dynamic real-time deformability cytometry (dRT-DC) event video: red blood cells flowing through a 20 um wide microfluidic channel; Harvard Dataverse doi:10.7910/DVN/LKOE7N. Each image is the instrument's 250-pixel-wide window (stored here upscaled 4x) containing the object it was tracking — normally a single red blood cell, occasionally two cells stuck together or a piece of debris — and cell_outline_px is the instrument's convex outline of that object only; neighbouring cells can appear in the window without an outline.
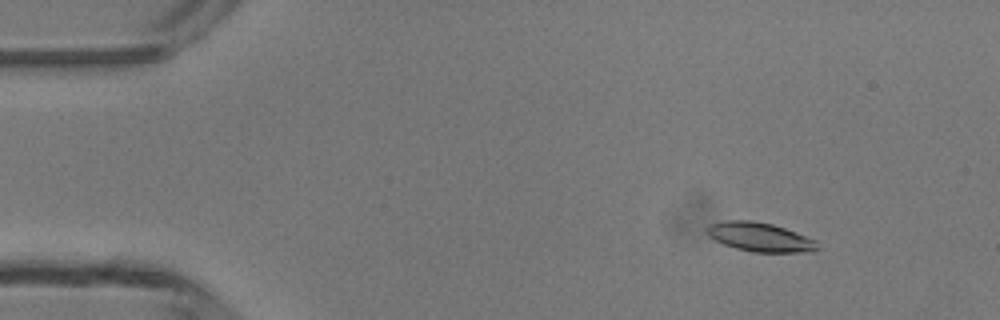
{"species": "common noctule bat (a hibernating species)", "species_latin": "Nyctalus noctula", "temperature_condition": "room temperature", "stored_images_in_passage": 5, "camera_frame_rate_fps": 3000, "um_per_image_px": 0.085, "animal": {"sex": "male", "body_mass_g": 13.3}, "frame": {"image": 1, "passage_image": 2, "time_ms": 1.333, "image_size_px": [1000, 320], "cell_outline_px": [[820, 248], [812, 252], [752, 252], [736, 248], [724, 244], [708, 236], [708, 224], [724, 220], [752, 220], [772, 224], [796, 232], [816, 240]], "centroid_in_image_um": [64.62, 20.15], "position_along_channel_um": 20.4, "area_um2": 18.73}}
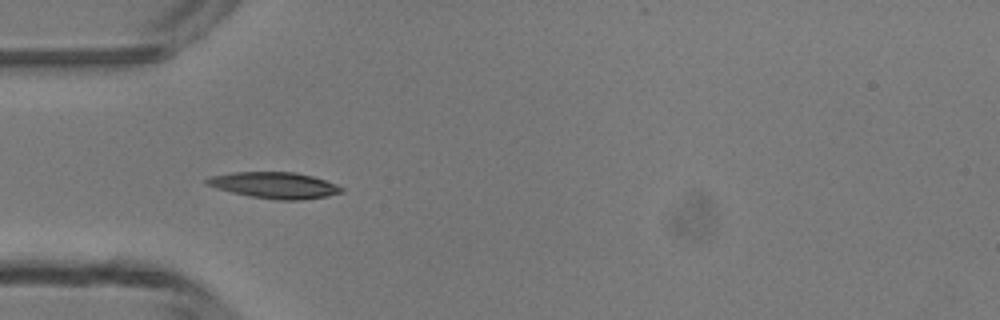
{"frame": {"image": 2, "passage_image": 4, "time_ms": 4.333, "image_size_px": [1000, 320], "cell_outline_px": [[344, 192], [328, 196], [300, 200], [276, 200], [248, 196], [216, 188], [204, 184], [204, 180], [212, 176], [232, 172], [296, 172], [312, 176], [336, 184], [344, 188]], "centroid_in_image_um": [23.34, 15.75], "position_along_channel_um": 61.7, "area_um2": 20.69}}
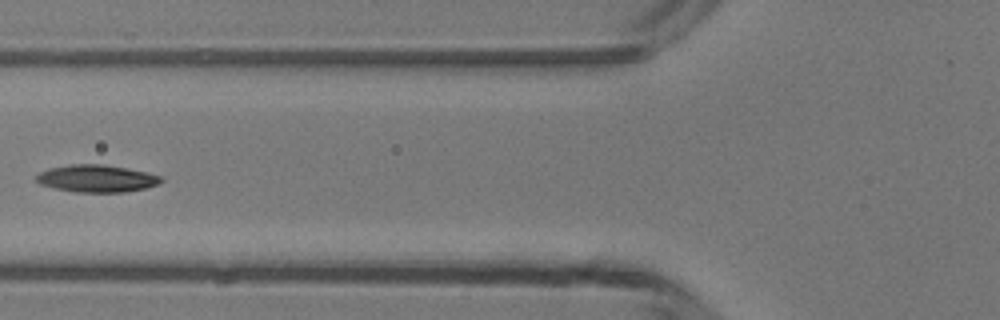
{"frame": {"image": 3, "passage_image": 5, "time_ms": 5.667, "image_size_px": [1000, 320], "cell_outline_px": [[164, 180], [160, 184], [144, 188], [124, 192], [76, 192], [56, 188], [40, 184], [36, 180], [36, 176], [40, 172], [48, 168], [68, 164], [104, 164], [128, 168], [148, 172], [164, 176]], "centroid_in_image_um": [8.26, 15.16], "position_along_channel_um": 117.5, "area_um2": 20.06}}